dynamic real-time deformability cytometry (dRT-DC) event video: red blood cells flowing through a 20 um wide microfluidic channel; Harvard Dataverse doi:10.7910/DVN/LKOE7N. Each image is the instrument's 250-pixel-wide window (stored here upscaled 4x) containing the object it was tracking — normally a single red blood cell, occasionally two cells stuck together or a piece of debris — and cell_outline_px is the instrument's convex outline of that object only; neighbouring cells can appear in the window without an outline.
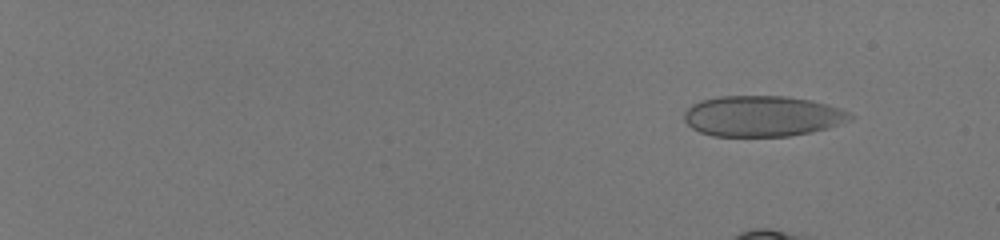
{"species": "human", "species_latin": "Homo sapiens", "temperature_condition": "room temperature", "stored_images_in_passage": 22, "camera_frame_rate_fps": 3000, "um_per_image_px": 0.085, "donor": {"sex": "male"}, "frame": {"image": 1, "passage_image": 7, "time_ms": 2.0, "image_size_px": [1000, 240], "cell_outline_px": [[856, 116], [852, 120], [828, 128], [812, 132], [788, 136], [712, 136], [700, 132], [692, 128], [684, 120], [684, 112], [692, 104], [700, 100], [720, 96], [784, 96], [812, 100], [828, 104], [840, 108]], "centroid_in_image_um": [64.82, 9.87], "position_along_channel_um": 20.2, "area_um2": 39.71}}